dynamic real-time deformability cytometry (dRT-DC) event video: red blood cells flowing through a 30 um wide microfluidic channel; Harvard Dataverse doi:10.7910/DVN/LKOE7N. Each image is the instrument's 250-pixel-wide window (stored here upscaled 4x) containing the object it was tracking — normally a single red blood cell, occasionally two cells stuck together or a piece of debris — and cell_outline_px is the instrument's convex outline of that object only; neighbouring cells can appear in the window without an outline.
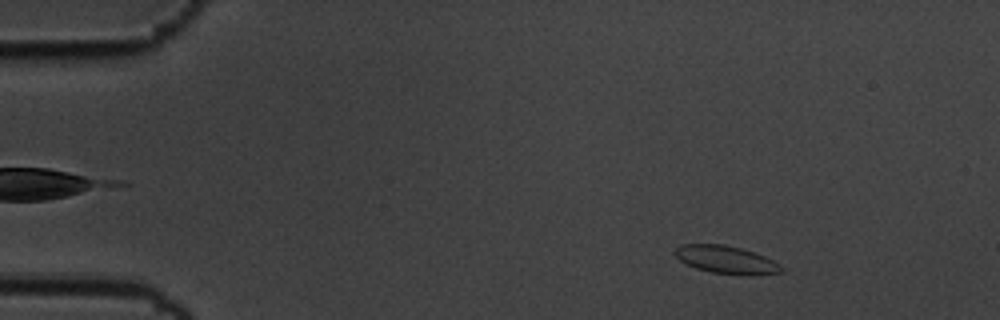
{"species": "common noctule bat (a hibernating species)", "species_latin": "Nyctalus noctula", "temperature_condition": "cold", "stored_images_in_passage": 58, "camera_frame_rate_fps": 3000, "um_per_image_px": 0.085, "animal": {"sex": "male", "body_mass_g": 19.5, "forearm_length_mm": 54.6}, "frame": {"image": 1, "passage_image": 8, "time_ms": 2.333, "image_size_px": [1000, 320], "cell_outline_px": [[784, 272], [748, 276], [740, 276], [712, 272], [696, 268], [680, 260], [672, 252], [680, 244], [724, 244], [740, 248], [764, 256], [780, 264], [784, 268]], "centroid_in_image_um": [61.74, 22.09], "position_along_channel_um": 23.3, "area_um2": 17.4}}
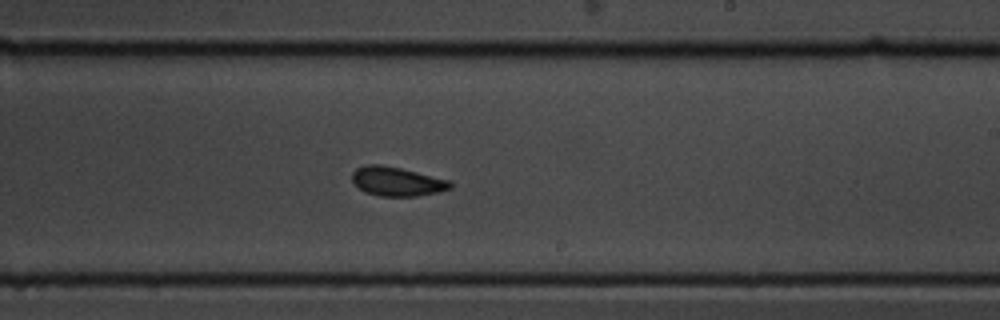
{"frame": {"image": 2, "passage_image": 35, "time_ms": 11.333, "image_size_px": [1000, 320], "cell_outline_px": [[452, 188], [436, 192], [416, 196], [380, 196], [364, 192], [352, 180], [352, 172], [356, 168], [368, 164], [380, 164], [400, 168], [448, 180], [452, 184]], "centroid_in_image_um": [33.7, 15.42], "position_along_channel_um": 255.3, "area_um2": 16.42}}
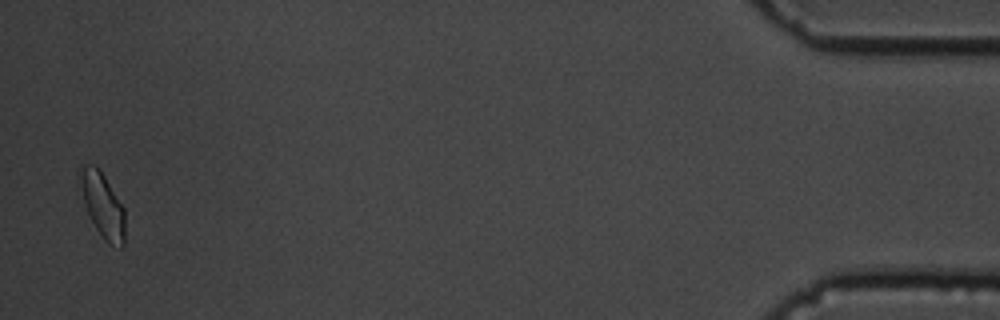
{"frame": {"image": 3, "passage_image": 57, "time_ms": 18.667, "image_size_px": [1000, 320], "cell_outline_px": [[124, 244], [120, 248], [108, 244], [104, 240], [96, 228], [84, 204], [76, 180], [76, 172], [80, 164], [92, 164], [104, 176], [124, 208]], "centroid_in_image_um": [8.65, 17.38], "position_along_channel_um": 426.6, "area_um2": 17.22}, "authors_computed_cell_mechanics": {"area_um2": 16.762, "velocity_mm_per_s": 3.4647, "shape_relaxation_time_tau1_ms": 11.3066, "shape_relaxation_time_tau2_ms": 1.4375, "deformation_change_tau1": 0.1275, "deformation_change_tau2": 0.0538}}